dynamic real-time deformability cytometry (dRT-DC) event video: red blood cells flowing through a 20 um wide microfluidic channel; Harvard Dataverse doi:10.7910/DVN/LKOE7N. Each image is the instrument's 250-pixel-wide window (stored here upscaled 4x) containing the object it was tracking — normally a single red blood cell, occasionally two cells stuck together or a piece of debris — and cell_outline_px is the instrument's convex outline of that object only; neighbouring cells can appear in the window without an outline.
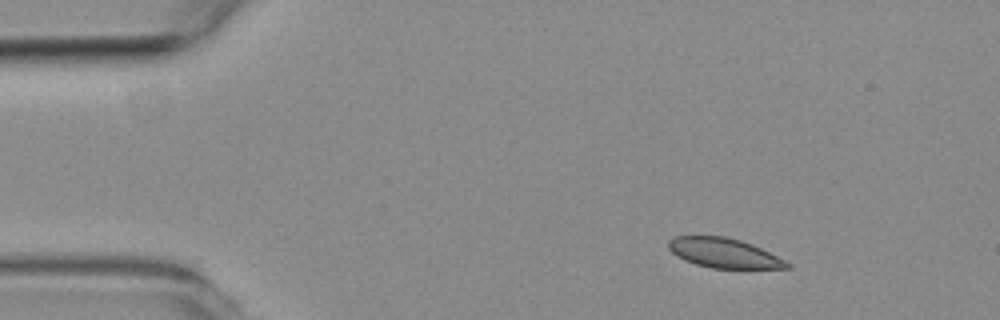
{"species": "common noctule bat (a hibernating species)", "species_latin": "Nyctalus noctula", "temperature_condition": "room temperature", "stored_images_in_passage": 5, "camera_frame_rate_fps": 3000, "um_per_image_px": 0.085, "animal": {"sex": "female", "body_mass_g": 19.3, "forearm_length_mm": 54.1}, "frame": {"image": 1, "passage_image": 1, "time_ms": 0.0, "image_size_px": [1000, 320], "cell_outline_px": [[792, 268], [712, 268], [696, 264], [684, 260], [676, 256], [668, 248], [668, 240], [676, 236], [724, 236], [740, 240], [752, 244], [792, 264]], "centroid_in_image_um": [61.51, 21.5], "position_along_channel_um": 23.5, "area_um2": 20.35}}
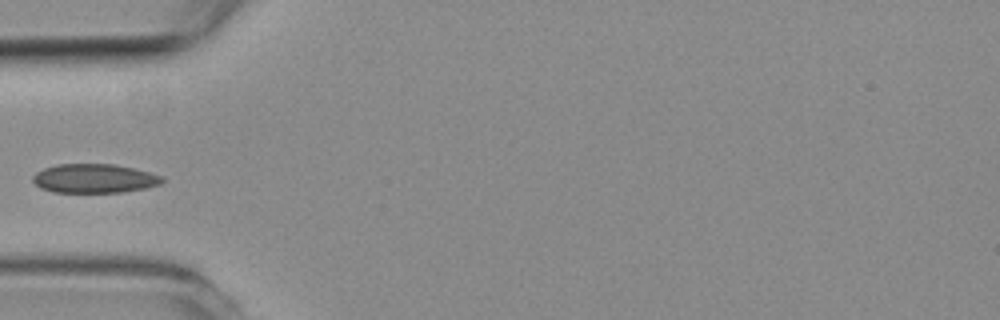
{"frame": {"image": 2, "passage_image": 4, "time_ms": 3.333, "image_size_px": [1000, 320], "cell_outline_px": [[164, 180], [160, 184], [144, 188], [124, 192], [52, 192], [40, 188], [32, 180], [32, 176], [36, 172], [44, 168], [56, 164], [116, 164], [164, 176]], "centroid_in_image_um": [8.0, 15.16], "position_along_channel_um": 77.0, "area_um2": 21.91}}
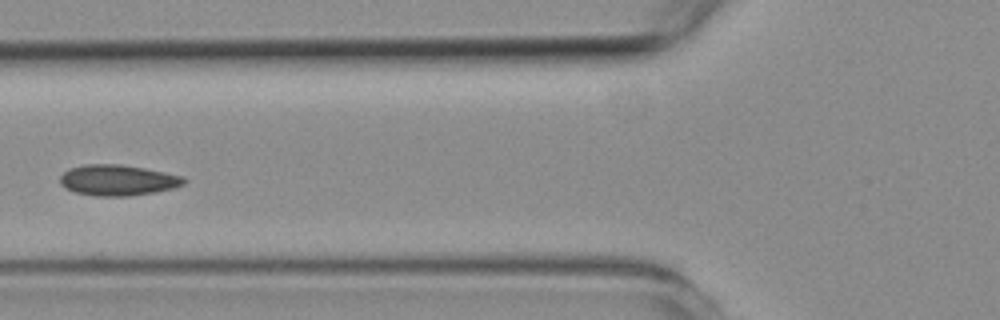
{"frame": {"image": 3, "passage_image": 5, "time_ms": 4.333, "image_size_px": [1000, 320], "cell_outline_px": [[188, 180], [184, 184], [176, 188], [156, 192], [128, 196], [96, 196], [76, 192], [64, 188], [60, 184], [60, 176], [68, 168], [84, 164], [120, 164], [144, 168], [184, 176]], "centroid_in_image_um": [10.03, 15.31], "position_along_channel_um": 115.8, "area_um2": 22.48}}